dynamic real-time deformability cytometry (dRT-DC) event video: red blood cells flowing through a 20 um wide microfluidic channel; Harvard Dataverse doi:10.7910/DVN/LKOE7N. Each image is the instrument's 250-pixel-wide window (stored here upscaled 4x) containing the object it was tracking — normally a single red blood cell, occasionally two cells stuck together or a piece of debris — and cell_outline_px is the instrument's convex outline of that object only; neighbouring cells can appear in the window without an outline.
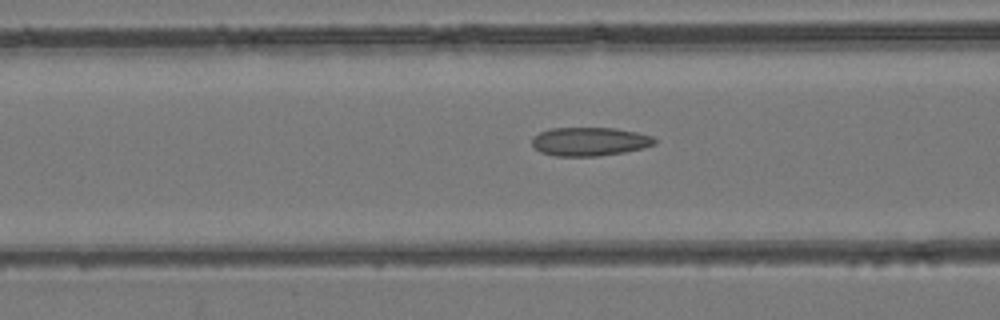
{"species": "common noctule bat (a hibernating species)", "species_latin": "Nyctalus noctula", "temperature_condition": "room temperature", "stored_images_in_passage": 9, "camera_frame_rate_fps": 3000, "um_per_image_px": 0.085, "animal": {"sex": "female", "body_mass_g": 24.6, "forearm_length_mm": 56.2}, "frame": {"image": 1, "passage_image": 7, "time_ms": 2.0, "image_size_px": [1000, 320], "cell_outline_px": [[656, 144], [644, 148], [624, 152], [596, 156], [556, 156], [540, 152], [532, 144], [532, 136], [540, 132], [552, 128], [616, 128], [636, 132], [652, 136], [656, 140]], "centroid_in_image_um": [50.12, 12.03], "position_along_channel_um": 116.5, "area_um2": 20.46}}